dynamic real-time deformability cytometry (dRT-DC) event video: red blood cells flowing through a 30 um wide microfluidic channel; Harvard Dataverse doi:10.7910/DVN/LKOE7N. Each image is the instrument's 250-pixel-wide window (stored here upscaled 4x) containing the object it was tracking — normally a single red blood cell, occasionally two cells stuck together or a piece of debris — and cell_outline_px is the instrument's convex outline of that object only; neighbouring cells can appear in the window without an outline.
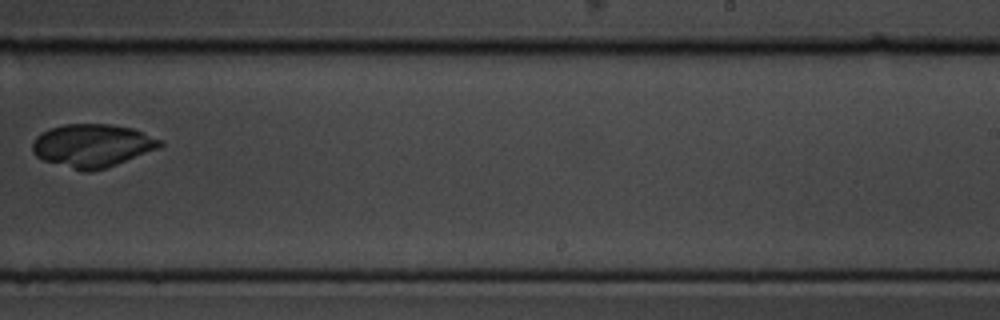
{"species": "common noctule bat (a hibernating species)", "species_latin": "Nyctalus noctula", "temperature_condition": "cold", "stored_images_in_passage": 16, "camera_frame_rate_fps": 3000, "um_per_image_px": 0.085, "animal": {"sex": "male", "body_mass_g": 19.5, "forearm_length_mm": 54.6}, "frame": {"image": 1, "passage_image": 10, "time_ms": 11.333, "image_size_px": [1000, 320], "cell_outline_px": [[164, 144], [160, 148], [116, 164], [92, 172], [84, 172], [44, 160], [36, 156], [32, 152], [32, 140], [36, 136], [52, 128], [64, 124], [112, 124], [132, 128], [164, 140]], "centroid_in_image_um": [7.87, 12.37], "position_along_channel_um": 281.1, "area_um2": 32.08}}